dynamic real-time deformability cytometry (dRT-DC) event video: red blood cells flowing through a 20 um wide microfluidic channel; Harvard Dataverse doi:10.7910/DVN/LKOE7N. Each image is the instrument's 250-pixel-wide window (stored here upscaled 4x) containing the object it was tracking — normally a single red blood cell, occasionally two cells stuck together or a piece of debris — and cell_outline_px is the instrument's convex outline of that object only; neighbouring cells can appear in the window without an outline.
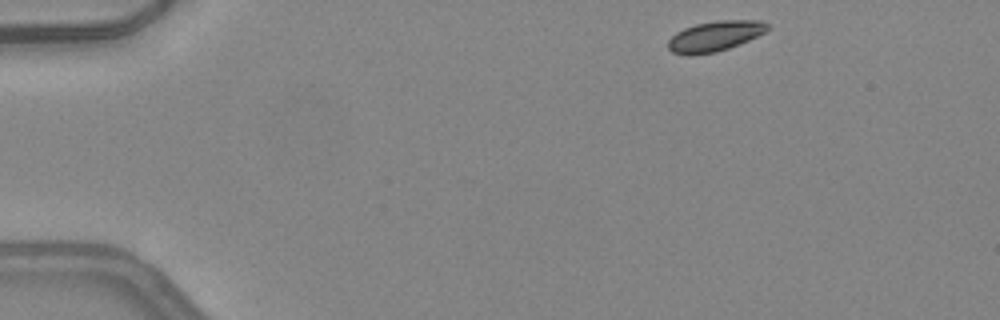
{"species": "common noctule bat (a hibernating species)", "species_latin": "Nyctalus noctula", "temperature_condition": "warm", "stored_images_in_passage": 13, "camera_frame_rate_fps": 3000, "um_per_image_px": 0.085, "animal": {"sex": "female", "body_mass_g": 24.6, "forearm_length_mm": 56.2}, "frame": {"image": 1, "passage_image": 1, "time_ms": 0.0, "image_size_px": [1000, 320], "cell_outline_px": [[768, 28], [764, 32], [740, 44], [716, 52], [692, 56], [672, 52], [668, 48], [668, 40], [676, 32], [684, 28], [696, 24], [716, 20], [760, 20], [768, 24]], "centroid_in_image_um": [60.73, 3.08], "position_along_channel_um": 24.3, "area_um2": 17.51}}